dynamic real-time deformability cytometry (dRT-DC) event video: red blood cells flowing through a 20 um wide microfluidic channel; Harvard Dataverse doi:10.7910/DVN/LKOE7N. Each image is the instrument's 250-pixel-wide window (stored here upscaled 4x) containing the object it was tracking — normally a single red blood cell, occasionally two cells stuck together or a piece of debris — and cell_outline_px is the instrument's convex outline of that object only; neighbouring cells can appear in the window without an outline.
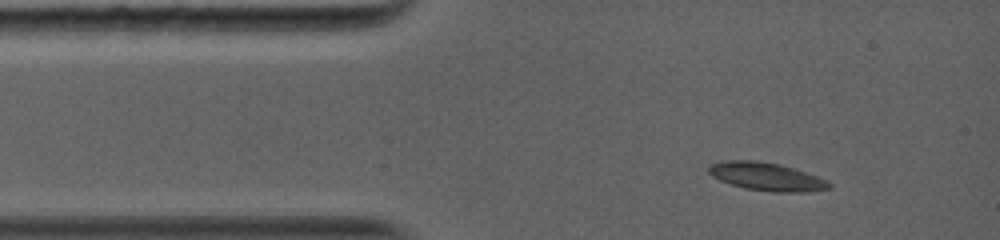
{"species": "common noctule bat (a hibernating species)", "species_latin": "Nyctalus noctula", "temperature_condition": "warm", "stored_images_in_passage": 23, "camera_frame_rate_fps": 5000, "um_per_image_px": 0.085, "animal": {"sex": "female", "body_mass_g": 19.0, "forearm_length_mm": 56.7}, "frame": {"image": 1, "passage_image": 1, "time_ms": 0.0, "image_size_px": [1000, 240], "cell_outline_px": [[832, 188], [808, 192], [772, 192], [744, 188], [720, 180], [712, 176], [708, 172], [708, 168], [712, 164], [720, 160], [760, 160], [780, 164], [828, 180], [832, 184]], "centroid_in_image_um": [65.16, 15.01], "position_along_channel_um": 19.8, "area_um2": 19.83}}
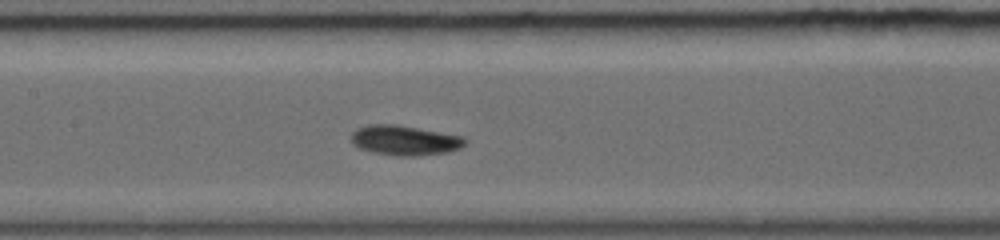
{"frame": {"image": 2, "passage_image": 10, "time_ms": 4.6, "image_size_px": [1000, 240], "cell_outline_px": [[468, 140], [460, 148], [448, 152], [412, 156], [396, 156], [372, 152], [360, 148], [352, 144], [352, 132], [356, 128], [368, 124], [396, 124], [464, 136]], "centroid_in_image_um": [34.4, 11.92], "position_along_channel_um": 173.0, "area_um2": 19.94}}
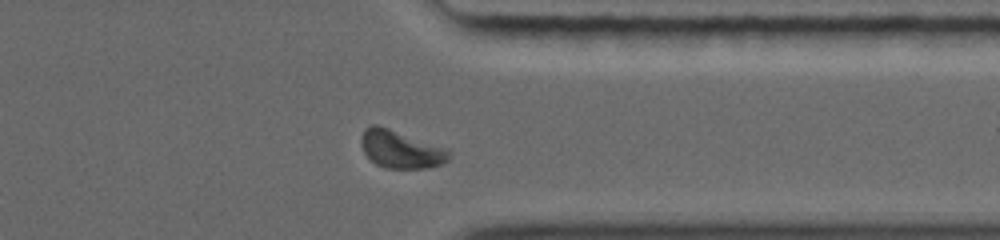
{"frame": {"image": 3, "passage_image": 20, "time_ms": 9.6, "image_size_px": [1000, 240], "cell_outline_px": [[452, 156], [444, 164], [428, 168], [384, 168], [376, 164], [364, 152], [360, 144], [360, 140], [364, 128], [372, 124], [376, 124], [448, 148], [452, 152]], "centroid_in_image_um": [34.1, 12.69], "position_along_channel_um": 377.3, "area_um2": 19.59}, "authors_computed_cell_mechanics": {"area_um2": 19.2474, "velocity_mm_per_s": 4.1005, "shape_relaxation_time_tau1_ms": 3.1256, "shape_relaxation_time_tau2_ms": 2.9958, "deformation_change_tau1": 0.0951, "deformation_change_tau2": 0.0766}}